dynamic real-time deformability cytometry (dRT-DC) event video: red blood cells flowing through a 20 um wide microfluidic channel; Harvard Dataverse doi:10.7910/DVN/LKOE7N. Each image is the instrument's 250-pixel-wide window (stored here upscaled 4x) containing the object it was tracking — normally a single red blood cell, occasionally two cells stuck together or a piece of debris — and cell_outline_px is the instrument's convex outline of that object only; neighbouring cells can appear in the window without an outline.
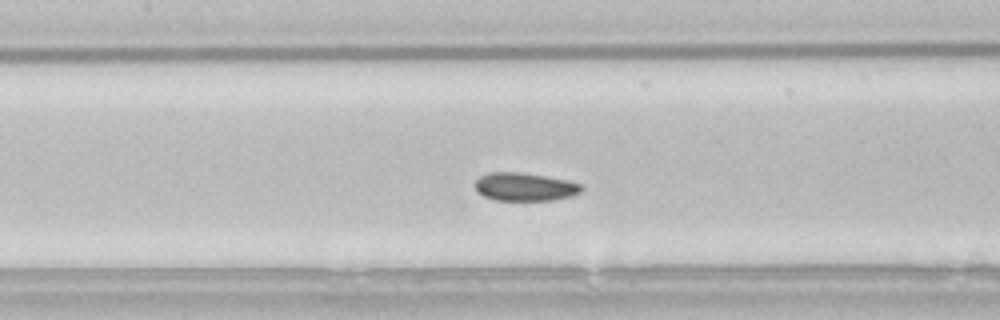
{"species": "common noctule bat (a hibernating species)", "species_latin": "Nyctalus noctula", "temperature_condition": "room temperature", "stored_images_in_passage": 49, "camera_frame_rate_fps": 3000, "um_per_image_px": 0.085, "animal": {"sex": "male", "body_mass_g": 21.5, "forearm_length_mm": 52.0}, "frame": {"image": 1, "passage_image": 19, "time_ms": 6.0, "image_size_px": [1000, 320], "cell_outline_px": [[584, 188], [580, 192], [572, 196], [552, 200], [496, 200], [484, 196], [476, 192], [476, 180], [480, 176], [488, 172], [520, 172], [568, 180], [580, 184]], "centroid_in_image_um": [44.6, 15.88], "position_along_channel_um": 162.8, "area_um2": 17.46}}
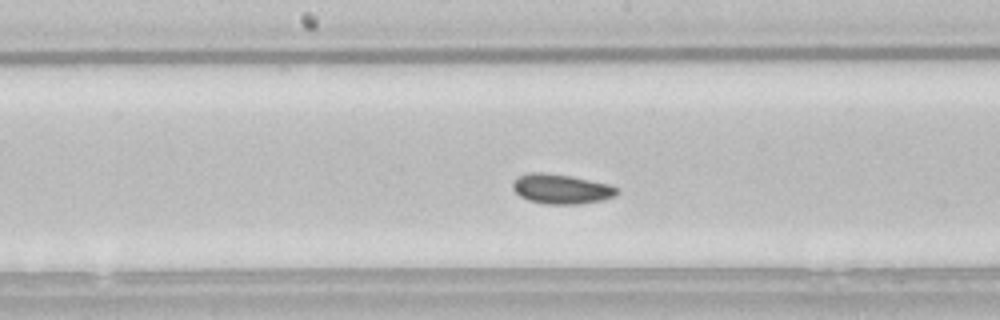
{"frame": {"image": 2, "passage_image": 22, "time_ms": 7.0, "image_size_px": [1000, 320], "cell_outline_px": [[620, 192], [616, 196], [604, 200], [576, 204], [544, 204], [528, 200], [520, 196], [512, 188], [512, 184], [520, 176], [528, 172], [544, 172], [572, 176], [608, 184], [616, 188]], "centroid_in_image_um": [47.72, 16.06], "position_along_channel_um": 200.5, "area_um2": 18.09}}
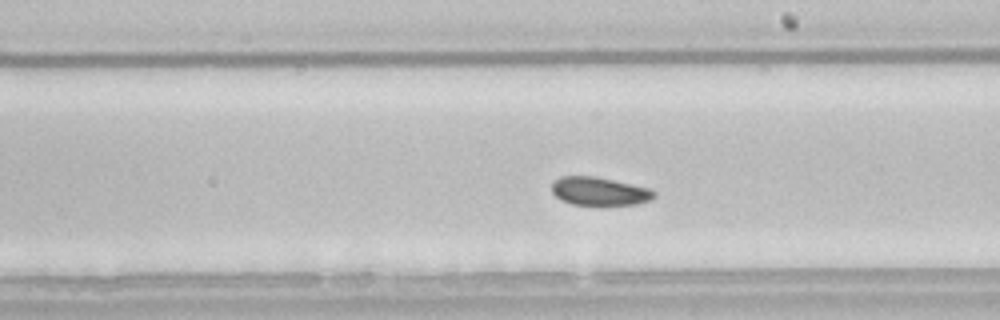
{"frame": {"image": 3, "passage_image": 25, "time_ms": 8.0, "image_size_px": [1000, 320], "cell_outline_px": [[656, 196], [652, 200], [636, 204], [604, 208], [572, 204], [560, 200], [552, 192], [552, 184], [560, 176], [592, 176], [612, 180], [648, 188], [656, 192]], "centroid_in_image_um": [50.96, 16.32], "position_along_channel_um": 238.0, "area_um2": 17.51}}